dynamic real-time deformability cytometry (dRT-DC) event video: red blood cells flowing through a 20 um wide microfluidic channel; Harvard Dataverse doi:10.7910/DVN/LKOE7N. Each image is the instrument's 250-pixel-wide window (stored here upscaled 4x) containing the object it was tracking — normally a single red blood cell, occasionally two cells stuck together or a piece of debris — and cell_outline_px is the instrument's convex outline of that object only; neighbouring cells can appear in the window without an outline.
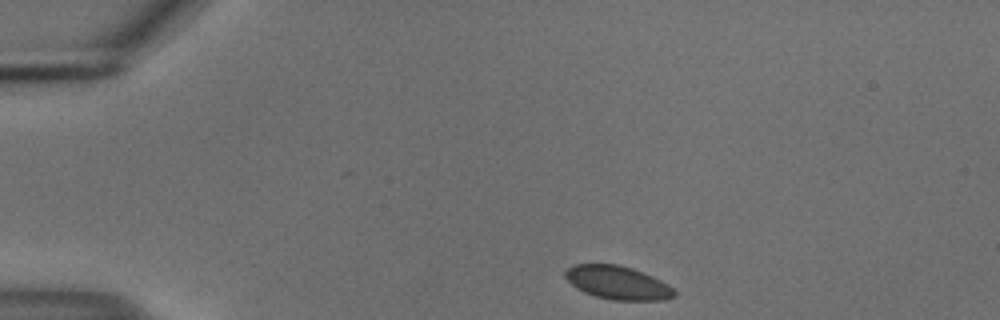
{"species": "common noctule bat (a hibernating species)", "species_latin": "Nyctalus noctula", "temperature_condition": "cold", "stored_images_in_passage": 45, "camera_frame_rate_fps": 3000, "um_per_image_px": 0.085, "animal": {"sex": "male", "body_mass_g": 18.8}, "frame": {"image": 1, "passage_image": 1, "time_ms": 0.0, "image_size_px": [1000, 320], "cell_outline_px": [[676, 296], [664, 300], [612, 300], [596, 296], [584, 292], [576, 288], [564, 276], [564, 272], [572, 264], [616, 264], [632, 268], [652, 276], [668, 284], [676, 292]], "centroid_in_image_um": [52.5, 24.03], "position_along_channel_um": 32.5, "area_um2": 21.21}}
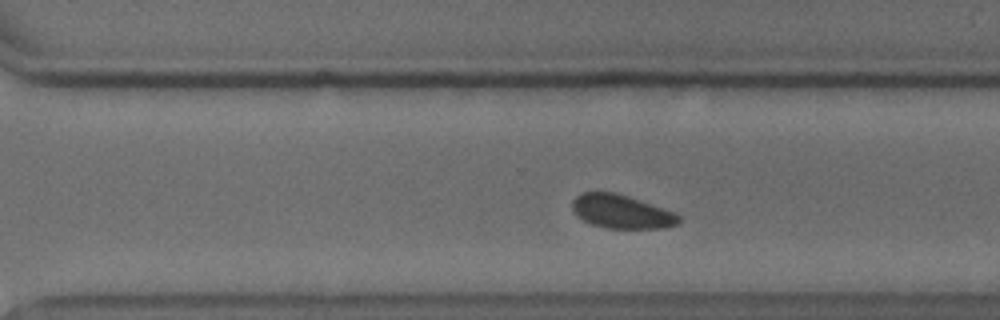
{"frame": {"image": 2, "passage_image": 29, "time_ms": 9.333, "image_size_px": [1000, 320], "cell_outline_px": [[680, 220], [676, 224], [660, 228], [608, 228], [592, 224], [584, 220], [572, 208], [572, 200], [580, 192], [616, 192], [676, 212], [680, 216]], "centroid_in_image_um": [52.83, 17.97], "position_along_channel_um": 317.8, "area_um2": 20.69}}
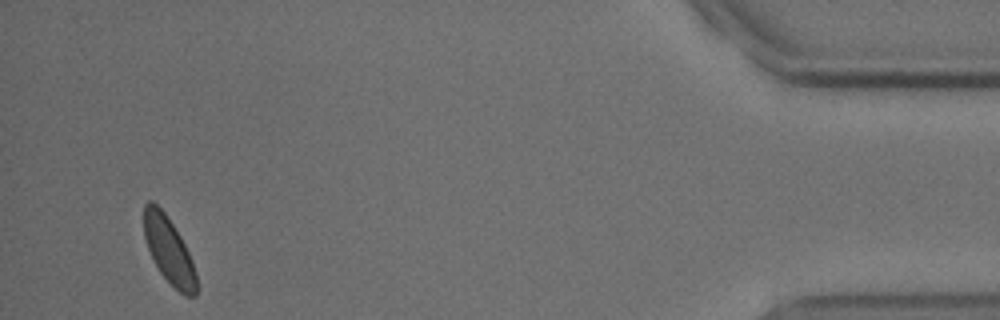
{"frame": {"image": 3, "passage_image": 43, "time_ms": 14.0, "image_size_px": [1000, 320], "cell_outline_px": [[196, 296], [184, 296], [160, 272], [148, 248], [144, 236], [144, 204], [148, 200], [152, 200], [164, 212], [180, 236], [192, 260], [196, 272]], "centroid_in_image_um": [14.35, 21.26], "position_along_channel_um": 420.9, "area_um2": 19.88}, "authors_computed_cell_mechanics": {"area_um2": 21.0392, "velocity_mm_per_s": 3.6765, "shape_relaxation_time_tau1_ms": 1.248, "shape_relaxation_time_tau2_ms": null, "deformation_change_tau1": 0.0335, "deformation_change_tau2": null}}